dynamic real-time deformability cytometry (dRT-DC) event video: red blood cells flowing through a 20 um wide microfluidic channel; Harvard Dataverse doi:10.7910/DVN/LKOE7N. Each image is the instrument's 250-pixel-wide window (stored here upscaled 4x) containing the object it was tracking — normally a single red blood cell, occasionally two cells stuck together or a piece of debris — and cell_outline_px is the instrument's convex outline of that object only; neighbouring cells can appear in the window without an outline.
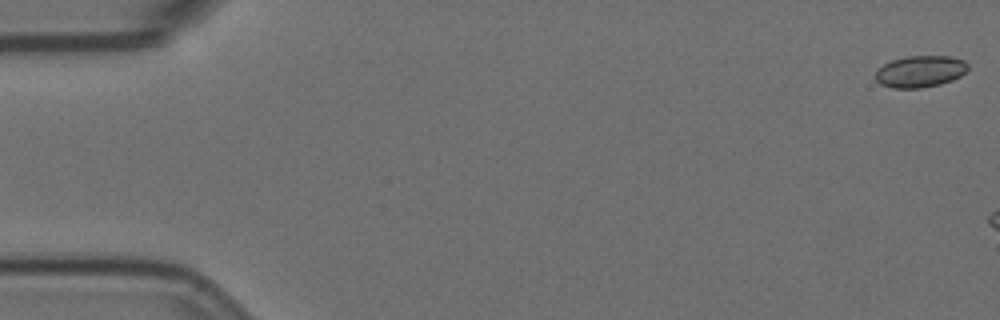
{"species": "Egyptian fruit bat (a non-hibernating species)", "species_latin": "Rousettus aegyptiacus", "temperature_condition": "room temperature", "stored_images_in_passage": 3, "camera_frame_rate_fps": 3000, "um_per_image_px": 0.085, "animal": {"sex": "female"}, "frame": {"image": 1, "passage_image": 1, "time_ms": 0.0, "image_size_px": [1000, 320], "cell_outline_px": [[968, 68], [960, 76], [952, 80], [940, 84], [920, 88], [892, 88], [880, 84], [876, 80], [876, 72], [884, 64], [892, 60], [908, 56], [952, 56], [964, 60], [968, 64]], "centroid_in_image_um": [78.23, 6.07], "position_along_channel_um": 6.8, "area_um2": 16.99}}